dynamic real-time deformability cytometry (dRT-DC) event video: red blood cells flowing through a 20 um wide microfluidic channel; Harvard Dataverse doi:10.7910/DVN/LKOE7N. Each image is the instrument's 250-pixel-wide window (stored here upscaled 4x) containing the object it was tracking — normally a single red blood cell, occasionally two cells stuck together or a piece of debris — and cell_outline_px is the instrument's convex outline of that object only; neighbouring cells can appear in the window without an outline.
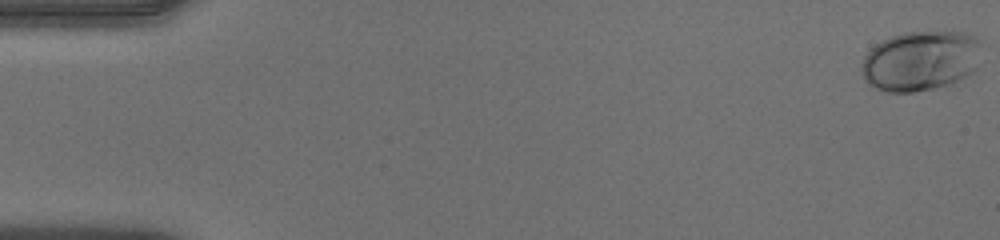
{"species": "human", "species_latin": "Homo sapiens", "temperature_condition": "warm", "stored_images_in_passage": 51, "camera_frame_rate_fps": 3000, "um_per_image_px": 0.085, "donor": {"sex": "male"}, "frame": {"image": 1, "passage_image": 1, "time_ms": 0.0, "image_size_px": [1000, 240], "cell_outline_px": [[980, 44], [976, 68], [972, 72], [952, 84], [912, 92], [884, 92], [868, 84], [864, 80], [860, 72], [860, 68], [864, 56], [876, 44], [892, 36], [904, 32], [964, 32], [976, 36], [980, 40]], "centroid_in_image_um": [78.22, 5.17], "position_along_channel_um": 6.8, "area_um2": 42.08}}
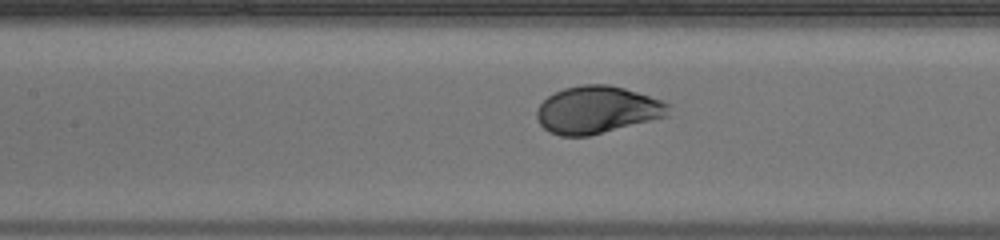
{"frame": {"image": 2, "passage_image": 24, "time_ms": 7.667, "image_size_px": [1000, 240], "cell_outline_px": [[672, 104], [668, 116], [588, 136], [560, 136], [548, 132], [540, 124], [536, 116], [536, 108], [548, 96], [564, 88], [584, 84], [608, 84], [624, 88]], "centroid_in_image_um": [50.75, 9.34], "position_along_channel_um": 156.7, "area_um2": 36.3}}
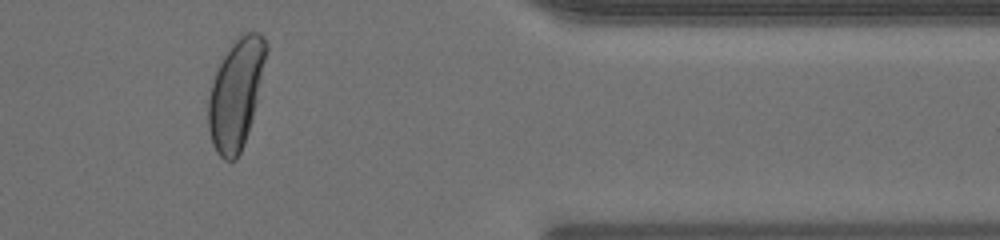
{"frame": {"image": 3, "passage_image": 43, "time_ms": 14.0, "image_size_px": [1000, 240], "cell_outline_px": [[268, 52], [252, 120], [248, 132], [240, 152], [236, 160], [224, 160], [216, 152], [212, 144], [208, 128], [208, 96], [212, 80], [228, 48], [244, 32], [260, 32], [264, 36], [268, 44]], "centroid_in_image_um": [20.06, 7.96], "position_along_channel_um": 391.3, "area_um2": 36.99}, "authors_computed_cell_mechanics": {"area_um2": 36.992, "velocity_mm_per_s": 4.054, "shape_relaxation_time_tau1_ms": 2.6922, "shape_relaxation_time_tau2_ms": null, "deformation_change_tau1": 0.1794, "deformation_change_tau2": null}}